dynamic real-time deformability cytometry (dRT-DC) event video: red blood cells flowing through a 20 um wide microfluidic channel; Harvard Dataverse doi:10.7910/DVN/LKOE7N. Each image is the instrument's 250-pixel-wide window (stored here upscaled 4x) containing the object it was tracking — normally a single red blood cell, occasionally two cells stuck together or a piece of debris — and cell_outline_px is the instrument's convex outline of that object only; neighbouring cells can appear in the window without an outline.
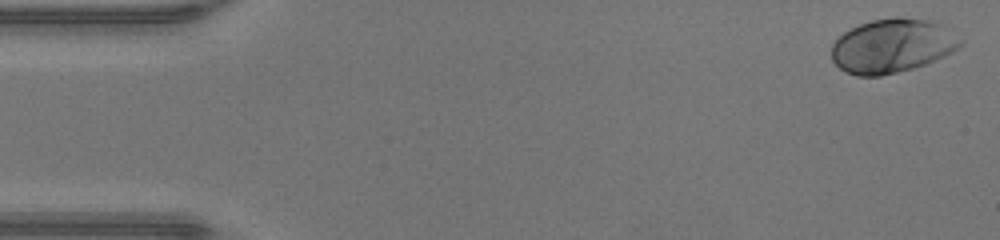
{"species": "human", "species_latin": "Homo sapiens", "temperature_condition": "warm", "stored_images_in_passage": 47, "camera_frame_rate_fps": 3000, "um_per_image_px": 0.085, "donor": {"sex": "male"}, "frame": {"image": 1, "passage_image": 1, "time_ms": 0.0, "image_size_px": [1000, 240], "cell_outline_px": [[960, 44], [952, 52], [944, 56], [924, 64], [912, 68], [880, 76], [856, 76], [844, 72], [832, 60], [832, 44], [844, 32], [860, 24], [872, 20], [892, 16], [900, 16], [928, 20], [944, 24], [960, 40]], "centroid_in_image_um": [75.81, 3.88], "position_along_channel_um": 9.2, "area_um2": 40.4}}
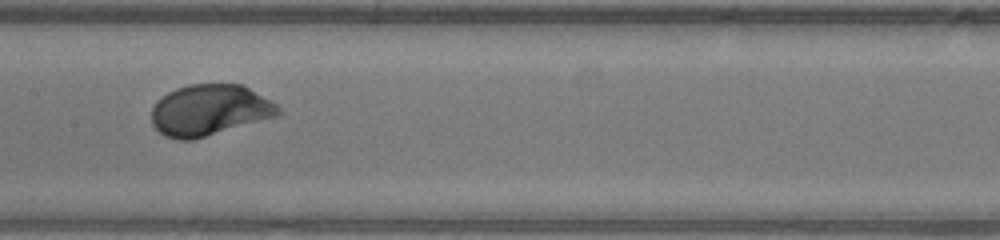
{"frame": {"image": 2, "passage_image": 23, "time_ms": 7.333, "image_size_px": [1000, 240], "cell_outline_px": [[284, 112], [276, 116], [192, 140], [180, 140], [164, 136], [152, 124], [152, 108], [156, 100], [168, 92], [176, 88], [188, 84], [240, 84], [248, 88], [276, 104]], "centroid_in_image_um": [17.78, 9.36], "position_along_channel_um": 189.6, "area_um2": 37.45}}
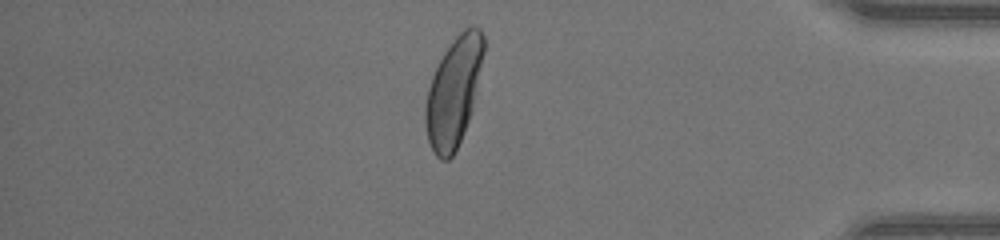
{"frame": {"image": 3, "passage_image": 40, "time_ms": 13.0, "image_size_px": [1000, 240], "cell_outline_px": [[484, 52], [472, 108], [464, 132], [452, 156], [448, 160], [440, 160], [436, 156], [428, 140], [424, 120], [424, 116], [428, 88], [432, 76], [444, 52], [452, 40], [464, 28], [472, 24], [476, 24], [480, 28], [484, 36]], "centroid_in_image_um": [38.56, 7.77], "position_along_channel_um": 396.6, "area_um2": 36.7}, "authors_computed_cell_mechanics": {"area_um2": 37.6278, "velocity_mm_per_s": 4.3154, "shape_relaxation_time_tau1_ms": 1.6662, "shape_relaxation_time_tau2_ms": null, "deformation_change_tau1": 0.1499, "deformation_change_tau2": null}}